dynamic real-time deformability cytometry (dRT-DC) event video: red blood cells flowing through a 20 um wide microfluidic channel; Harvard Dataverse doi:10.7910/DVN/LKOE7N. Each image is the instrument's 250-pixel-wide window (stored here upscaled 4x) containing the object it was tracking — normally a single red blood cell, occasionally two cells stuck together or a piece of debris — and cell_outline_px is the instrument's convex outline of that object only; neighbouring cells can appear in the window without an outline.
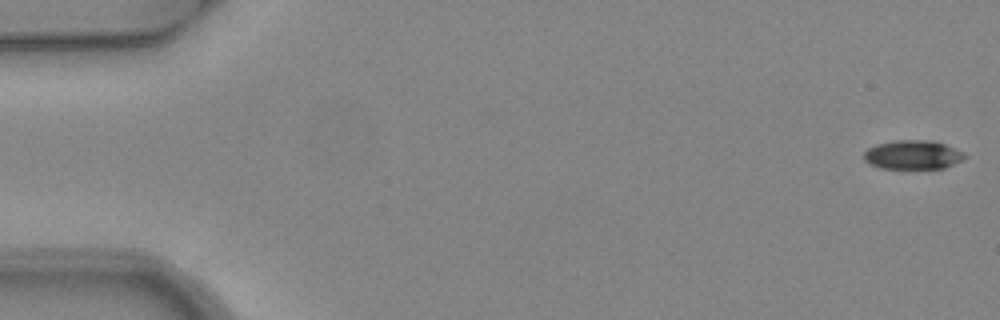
{"species": "common noctule bat (a hibernating species)", "species_latin": "Nyctalus noctula", "temperature_condition": "warm", "stored_images_in_passage": 6, "segment_of_instrument_passage": [1, 2], "camera_frame_rate_fps": 3000, "um_per_image_px": 0.085, "animal": {"sex": "female", "body_mass_g": 24.6, "forearm_length_mm": 56.2}, "frame": {"image": 1, "passage_image": 1, "time_ms": 0.0, "image_size_px": [1000, 320], "cell_outline_px": [[968, 156], [944, 168], [880, 168], [868, 164], [864, 160], [864, 152], [868, 148], [876, 144], [892, 140], [932, 140], [944, 144], [964, 152]], "centroid_in_image_um": [77.55, 13.14], "position_along_channel_um": 7.4, "area_um2": 17.05}}
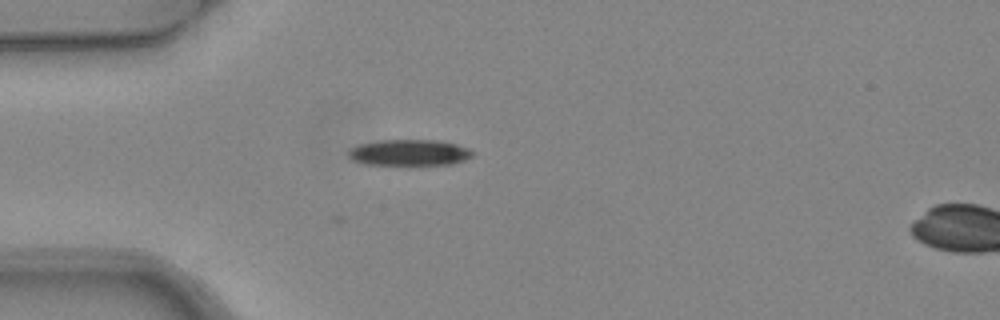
{"frame": {"image": 2, "passage_image": 5, "time_ms": 1.333, "image_size_px": [1000, 320], "cell_outline_px": [[476, 152], [472, 156], [464, 160], [452, 164], [408, 168], [364, 164], [352, 160], [348, 156], [348, 148], [360, 144], [380, 140], [436, 140], [456, 144], [468, 148]], "centroid_in_image_um": [34.77, 13.03], "position_along_channel_um": 50.2, "area_um2": 20.11}}